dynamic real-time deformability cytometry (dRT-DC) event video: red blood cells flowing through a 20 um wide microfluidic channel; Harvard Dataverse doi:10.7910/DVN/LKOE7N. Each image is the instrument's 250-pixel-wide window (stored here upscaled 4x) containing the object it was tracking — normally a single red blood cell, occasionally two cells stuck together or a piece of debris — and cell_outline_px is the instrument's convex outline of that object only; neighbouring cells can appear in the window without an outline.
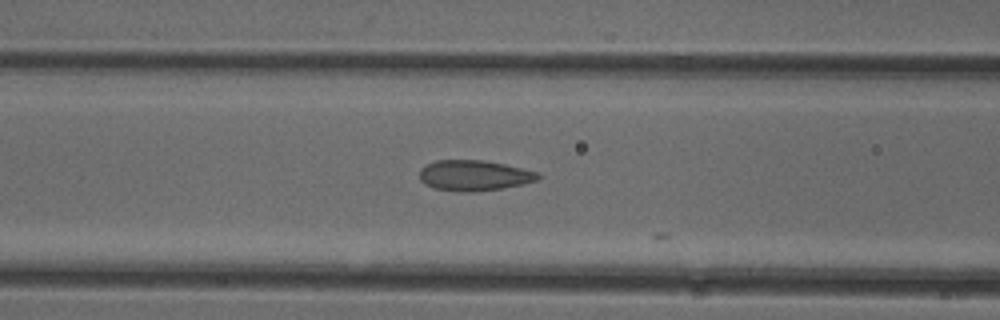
{"species": "common noctule bat (a hibernating species)", "species_latin": "Nyctalus noctula", "temperature_condition": "cold", "stored_images_in_passage": 23, "camera_frame_rate_fps": 3000, "um_per_image_px": 0.085, "animal": {"sex": "female"}, "frame": {"image": 1, "passage_image": 20, "time_ms": 6.333, "image_size_px": [1000, 320], "cell_outline_px": [[540, 176], [536, 180], [524, 184], [504, 188], [468, 192], [460, 192], [436, 188], [424, 184], [420, 180], [420, 168], [436, 160], [484, 160], [504, 164], [540, 172]], "centroid_in_image_um": [40.31, 14.91], "position_along_channel_um": 126.3, "area_um2": 21.1}}